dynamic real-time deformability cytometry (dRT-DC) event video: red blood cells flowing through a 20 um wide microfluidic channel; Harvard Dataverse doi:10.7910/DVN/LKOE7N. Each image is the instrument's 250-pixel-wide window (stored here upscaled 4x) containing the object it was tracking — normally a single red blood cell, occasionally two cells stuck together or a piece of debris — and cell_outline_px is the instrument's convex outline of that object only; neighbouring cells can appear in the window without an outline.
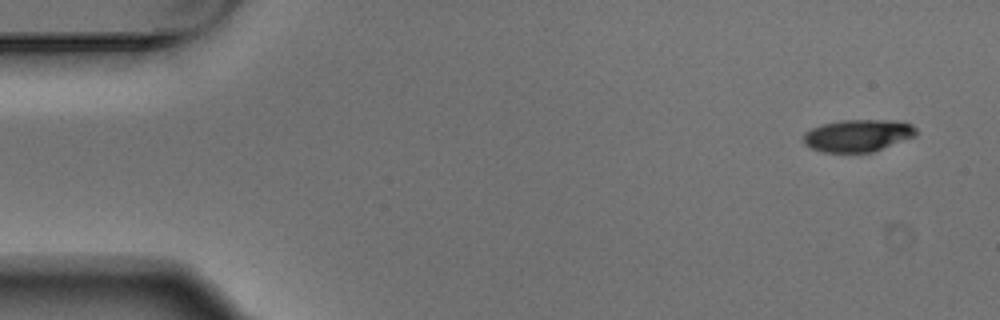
{"species": "Egyptian fruit bat (a non-hibernating species)", "species_latin": "Rousettus aegyptiacus", "temperature_condition": "warm", "stored_images_in_passage": 7, "camera_frame_rate_fps": 3000, "um_per_image_px": 0.085, "animal": {"sex": "male"}, "frame": {"image": 1, "passage_image": 1, "time_ms": 0.0, "image_size_px": [1000, 320], "cell_outline_px": [[916, 136], [872, 152], [824, 152], [812, 148], [804, 140], [804, 132], [812, 128], [824, 124], [840, 120], [904, 120], [912, 124], [916, 128]], "centroid_in_image_um": [72.98, 11.5], "position_along_channel_um": 12.0, "area_um2": 21.1}}
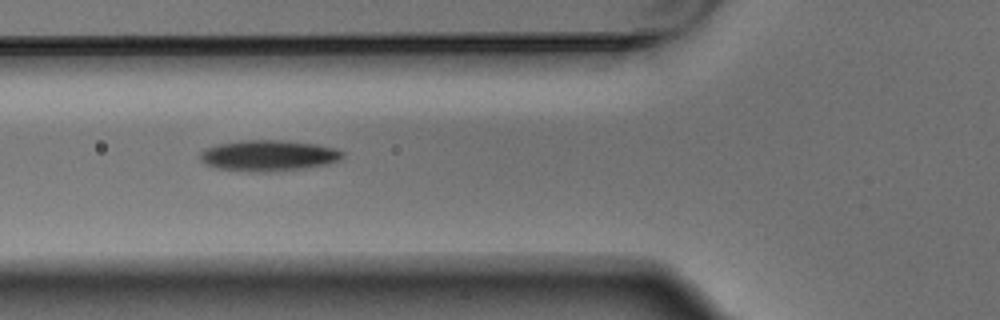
{"frame": {"image": 2, "passage_image": 6, "time_ms": 1.667, "image_size_px": [1000, 320], "cell_outline_px": [[344, 156], [328, 164], [304, 168], [272, 172], [252, 172], [216, 168], [204, 164], [200, 160], [200, 152], [204, 148], [220, 144], [240, 140], [288, 140], [316, 144], [336, 148], [344, 152]], "centroid_in_image_um": [22.8, 13.22], "position_along_channel_um": 103.0, "area_um2": 25.95}}
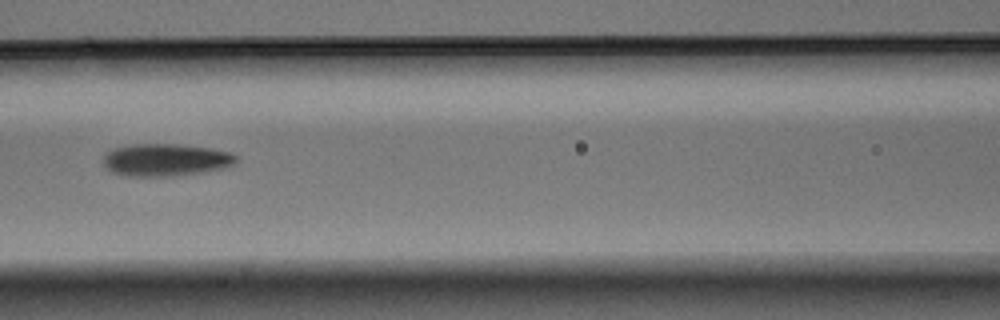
{"frame": {"image": 3, "passage_image": 7, "time_ms": 2.0, "image_size_px": [1000, 320], "cell_outline_px": [[236, 164], [228, 168], [204, 172], [172, 176], [128, 176], [112, 172], [104, 164], [104, 152], [112, 148], [136, 144], [172, 144], [212, 148], [232, 152], [236, 156]], "centroid_in_image_um": [14.12, 13.59], "position_along_channel_um": 152.5, "area_um2": 25.32}}